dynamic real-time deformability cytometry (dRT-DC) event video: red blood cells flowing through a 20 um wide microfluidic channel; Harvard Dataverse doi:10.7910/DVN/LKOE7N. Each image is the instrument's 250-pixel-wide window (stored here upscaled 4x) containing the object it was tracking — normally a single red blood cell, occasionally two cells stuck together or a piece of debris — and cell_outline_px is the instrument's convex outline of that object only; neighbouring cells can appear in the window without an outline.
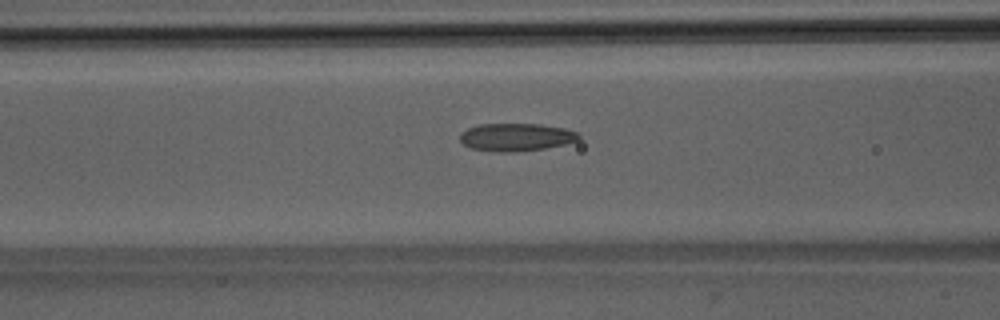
{"species": "Egyptian fruit bat (a non-hibernating species)", "species_latin": "Rousettus aegyptiacus", "temperature_condition": "room temperature", "stored_images_in_passage": 40, "camera_frame_rate_fps": 3000, "um_per_image_px": 0.085, "animal": {"sex": "male"}, "frame": {"image": 1, "passage_image": 10, "time_ms": 3.0, "image_size_px": [1000, 320], "cell_outline_px": [[580, 140], [564, 144], [544, 148], [512, 152], [496, 152], [472, 148], [464, 144], [460, 140], [460, 132], [468, 128], [480, 124], [540, 124], [564, 128], [576, 132], [580, 136]], "centroid_in_image_um": [43.86, 11.65], "position_along_channel_um": 122.7, "area_um2": 19.13}}
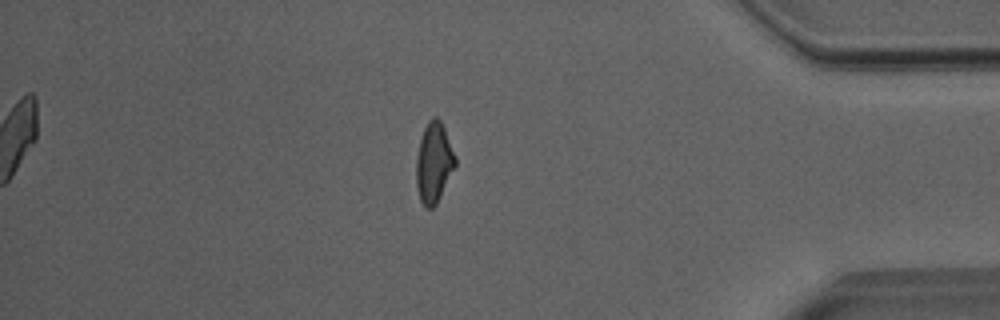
{"frame": {"image": 2, "passage_image": 33, "time_ms": 10.667, "image_size_px": [1000, 320], "cell_outline_px": [[456, 164], [436, 204], [432, 208], [424, 208], [420, 200], [416, 184], [416, 156], [420, 140], [424, 128], [428, 120], [432, 116], [436, 116], [440, 120], [444, 128], [456, 156]], "centroid_in_image_um": [36.86, 13.81], "position_along_channel_um": 398.3, "area_um2": 18.21}}
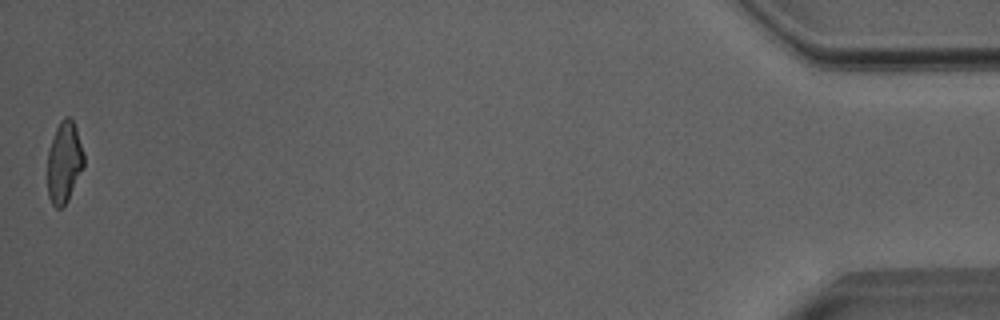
{"frame": {"image": 3, "passage_image": 40, "time_ms": 13.0, "image_size_px": [1000, 320], "cell_outline_px": [[84, 164], [68, 200], [60, 208], [56, 208], [52, 204], [48, 196], [48, 152], [56, 128], [60, 120], [64, 116], [68, 116], [72, 120], [76, 128], [84, 152]], "centroid_in_image_um": [5.46, 13.77], "position_along_channel_um": 429.7, "area_um2": 17.05}, "authors_computed_cell_mechanics": {"area_um2": 18.4382, "velocity_mm_per_s": 4.0318, "shape_relaxation_time_tau1_ms": null, "shape_relaxation_time_tau2_ms": 1.9949, "deformation_change_tau1": null, "deformation_change_tau2": 0.1039}}